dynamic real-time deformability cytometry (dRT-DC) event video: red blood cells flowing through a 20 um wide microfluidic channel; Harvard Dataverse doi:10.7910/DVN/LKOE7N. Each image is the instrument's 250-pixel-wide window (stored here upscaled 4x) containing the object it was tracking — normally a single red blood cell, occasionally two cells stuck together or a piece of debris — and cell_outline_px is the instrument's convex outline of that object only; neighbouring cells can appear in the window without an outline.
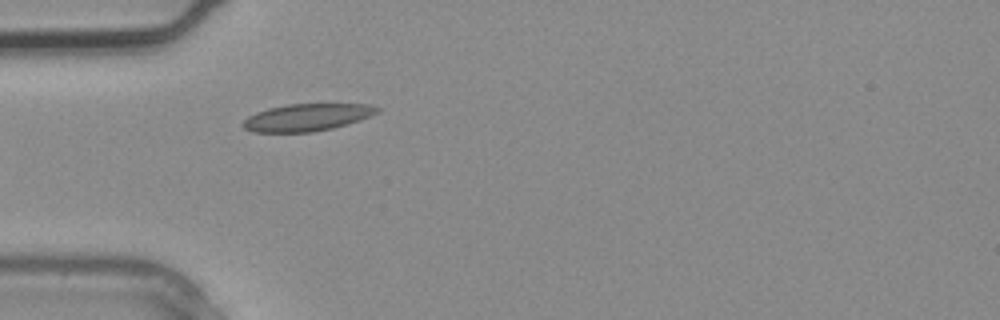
{"species": "common noctule bat (a hibernating species)", "species_latin": "Nyctalus noctula", "temperature_condition": "warm", "stored_images_in_passage": 2, "camera_frame_rate_fps": 3000, "um_per_image_px": 0.085, "animal": {"sex": "male", "body_mass_g": 20.4}, "frame": {"image": 1, "passage_image": 2, "time_ms": 0.333, "image_size_px": [1000, 320], "cell_outline_px": [[380, 112], [360, 120], [332, 128], [312, 132], [252, 132], [244, 128], [240, 124], [248, 116], [256, 112], [268, 108], [288, 104], [368, 104], [380, 108]], "centroid_in_image_um": [26.08, 9.97], "position_along_channel_um": 58.9, "area_um2": 21.33}}